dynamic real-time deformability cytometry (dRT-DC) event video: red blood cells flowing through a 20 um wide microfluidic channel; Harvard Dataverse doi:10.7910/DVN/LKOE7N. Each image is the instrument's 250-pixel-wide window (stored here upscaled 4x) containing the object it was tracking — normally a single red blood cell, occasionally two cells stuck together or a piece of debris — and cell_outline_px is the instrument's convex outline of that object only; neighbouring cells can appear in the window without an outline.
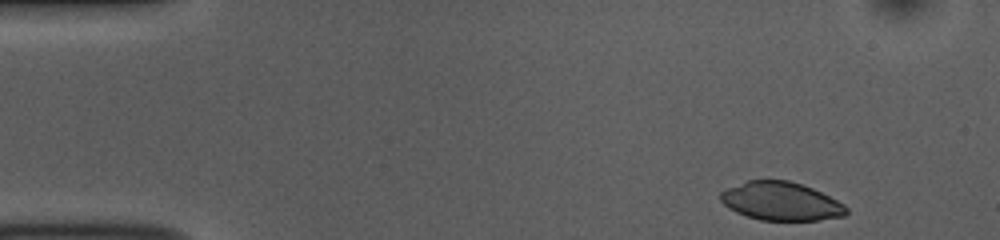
{"species": "common noctule bat (a hibernating species)", "species_latin": "Nyctalus noctula", "temperature_condition": "room temperature", "stored_images_in_passage": 48, "camera_frame_rate_fps": 3000, "um_per_image_px": 0.085, "animal": {"sex": "female", "body_mass_g": 10.0, "forearm_length_mm": 53.1}, "frame": {"image": 1, "passage_image": 2, "time_ms": 0.333, "image_size_px": [1000, 240], "cell_outline_px": [[848, 212], [844, 216], [820, 220], [760, 220], [736, 212], [728, 208], [720, 200], [720, 192], [728, 188], [748, 180], [788, 180], [812, 188], [844, 204], [848, 208]], "centroid_in_image_um": [66.38, 17.11], "position_along_channel_um": 18.6, "area_um2": 27.98}}
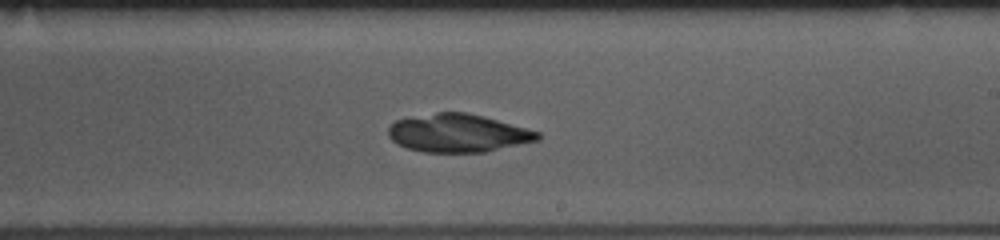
{"frame": {"image": 2, "passage_image": 27, "time_ms": 8.667, "image_size_px": [1000, 240], "cell_outline_px": [[540, 140], [484, 152], [424, 152], [408, 148], [396, 144], [388, 136], [388, 128], [396, 120], [436, 112], [464, 112], [484, 116], [540, 132]], "centroid_in_image_um": [38.93, 11.32], "position_along_channel_um": 250.1, "area_um2": 33.06}}
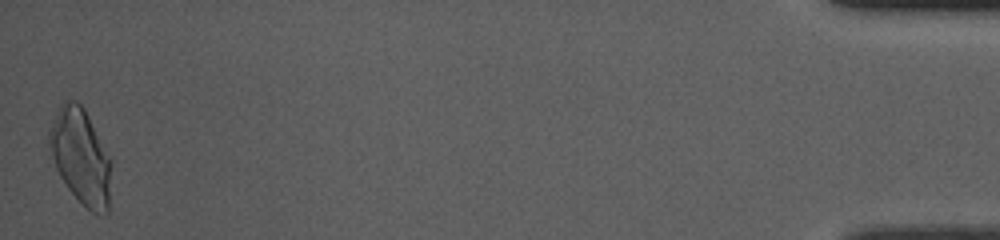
{"frame": {"image": 3, "passage_image": 48, "time_ms": 15.667, "image_size_px": [1000, 240], "cell_outline_px": [[112, 160], [108, 216], [96, 216], [64, 184], [56, 168], [52, 156], [48, 140], [48, 132], [56, 112], [60, 104], [64, 100], [76, 100], [84, 108]], "centroid_in_image_um": [6.89, 13.33], "position_along_channel_um": 428.3, "area_um2": 34.62}}